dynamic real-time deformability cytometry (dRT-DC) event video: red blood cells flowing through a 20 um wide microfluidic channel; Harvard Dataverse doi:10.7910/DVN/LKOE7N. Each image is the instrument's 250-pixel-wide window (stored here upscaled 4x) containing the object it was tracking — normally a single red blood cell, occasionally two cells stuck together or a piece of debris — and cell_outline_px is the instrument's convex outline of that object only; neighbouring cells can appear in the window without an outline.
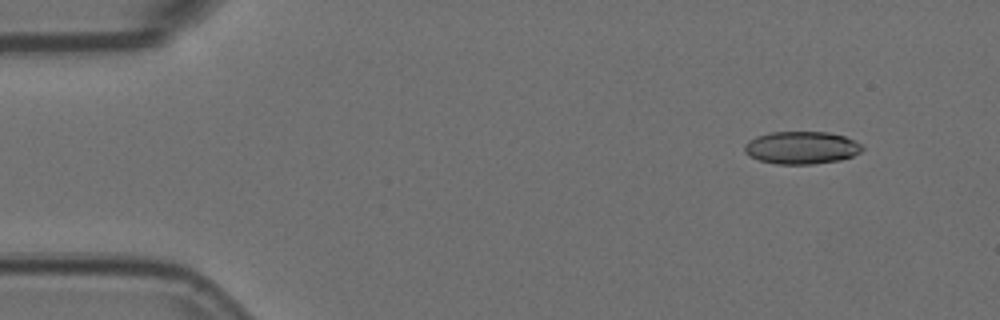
{"species": "Egyptian fruit bat (a non-hibernating species)", "species_latin": "Rousettus aegyptiacus", "temperature_condition": "room temperature", "stored_images_in_passage": 4, "camera_frame_rate_fps": 3000, "um_per_image_px": 0.085, "animal": {"sex": "female"}, "frame": {"image": 1, "passage_image": 2, "time_ms": 0.333, "image_size_px": [1000, 320], "cell_outline_px": [[864, 148], [860, 152], [852, 156], [840, 160], [812, 164], [776, 164], [760, 160], [748, 156], [744, 152], [744, 144], [748, 140], [756, 136], [772, 132], [828, 132], [844, 136], [860, 144]], "centroid_in_image_um": [68.09, 12.55], "position_along_channel_um": 16.9, "area_um2": 22.37}}
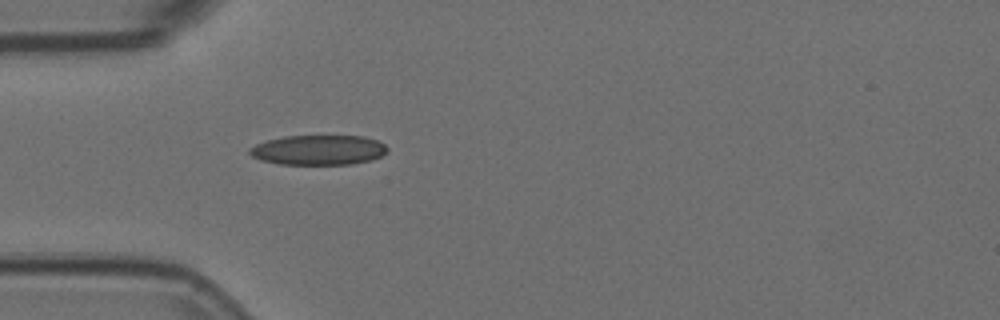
{"frame": {"image": 2, "passage_image": 4, "time_ms": 1.0, "image_size_px": [1000, 320], "cell_outline_px": [[388, 152], [372, 160], [352, 164], [280, 164], [260, 160], [252, 156], [248, 152], [248, 148], [256, 144], [268, 140], [284, 136], [364, 136], [376, 140], [384, 144], [388, 148]], "centroid_in_image_um": [27.07, 12.75], "position_along_channel_um": 57.9, "area_um2": 24.04}}